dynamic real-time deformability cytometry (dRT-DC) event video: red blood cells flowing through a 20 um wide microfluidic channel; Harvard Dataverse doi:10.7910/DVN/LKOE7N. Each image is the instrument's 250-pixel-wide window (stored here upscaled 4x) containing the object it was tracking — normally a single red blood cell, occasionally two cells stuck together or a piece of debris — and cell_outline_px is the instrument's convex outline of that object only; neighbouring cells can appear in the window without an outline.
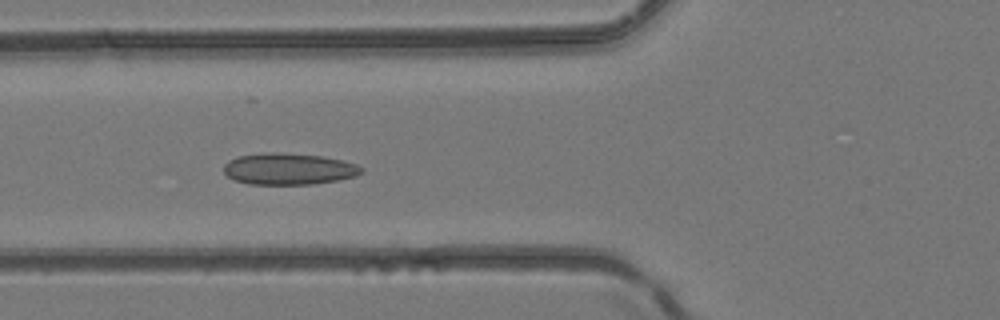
{"species": "common noctule bat (a hibernating species)", "species_latin": "Nyctalus noctula", "temperature_condition": "room temperature", "stored_images_in_passage": 4, "camera_frame_rate_fps": 3000, "um_per_image_px": 0.085, "animal": {"sex": "female", "body_mass_g": 24.6, "forearm_length_mm": 56.2}, "frame": {"image": 1, "passage_image": 4, "time_ms": 1.0, "image_size_px": [1000, 320], "cell_outline_px": [[364, 172], [356, 176], [336, 180], [312, 184], [248, 184], [236, 180], [228, 176], [224, 172], [224, 164], [228, 160], [236, 156], [268, 152], [280, 152], [324, 156], [356, 164], [364, 168]], "centroid_in_image_um": [24.54, 14.35], "position_along_channel_um": 101.3, "area_um2": 25.37}}